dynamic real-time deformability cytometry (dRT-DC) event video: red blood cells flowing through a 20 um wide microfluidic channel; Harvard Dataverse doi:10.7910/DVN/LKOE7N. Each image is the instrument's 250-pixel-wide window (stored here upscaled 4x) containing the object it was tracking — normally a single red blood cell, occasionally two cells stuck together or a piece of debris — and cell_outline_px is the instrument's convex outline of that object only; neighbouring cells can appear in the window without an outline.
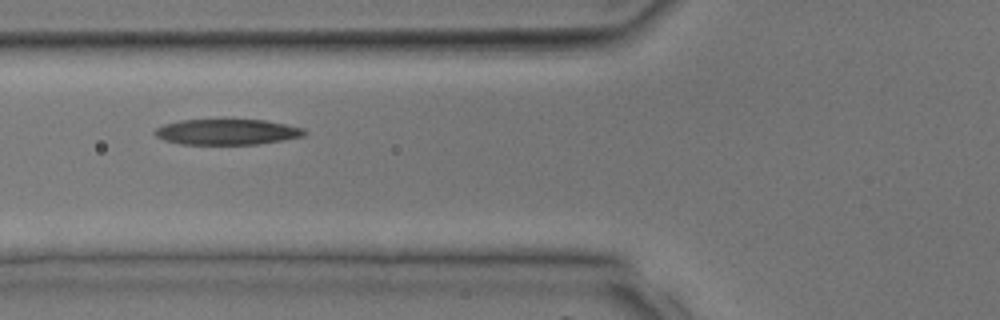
{"species": "common noctule bat (a hibernating species)", "species_latin": "Nyctalus noctula", "temperature_condition": "room temperature", "stored_images_in_passage": 25, "camera_frame_rate_fps": 3000, "um_per_image_px": 0.085, "animal": {"sex": "male", "body_mass_g": 17.9, "forearm_length_mm": 54.2}, "frame": {"image": 1, "passage_image": 4, "time_ms": 1.0, "image_size_px": [1000, 320], "cell_outline_px": [[308, 132], [304, 136], [284, 140], [260, 144], [180, 144], [164, 140], [156, 136], [152, 132], [156, 128], [164, 124], [180, 120], [264, 120], [304, 128]], "centroid_in_image_um": [19.3, 11.22], "position_along_channel_um": 106.5, "area_um2": 22.37}}
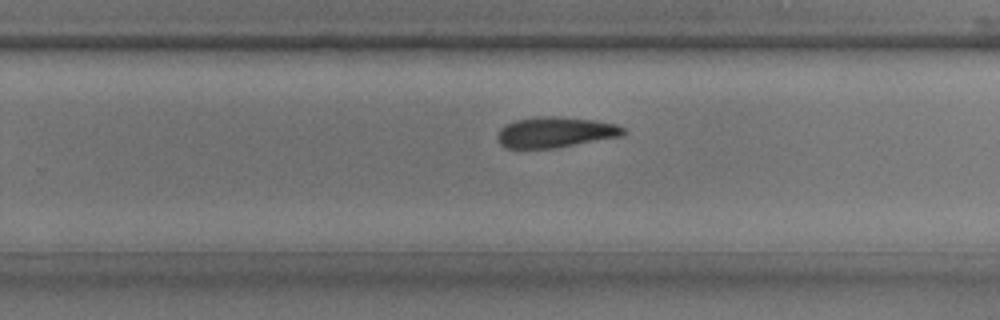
{"frame": {"image": 2, "passage_image": 14, "time_ms": 4.333, "image_size_px": [1000, 320], "cell_outline_px": [[624, 136], [556, 148], [504, 148], [496, 140], [496, 136], [500, 128], [516, 120], [536, 116], [560, 116], [596, 120], [616, 124], [624, 128]], "centroid_in_image_um": [47.2, 11.24], "position_along_channel_um": 282.6, "area_um2": 22.77}}